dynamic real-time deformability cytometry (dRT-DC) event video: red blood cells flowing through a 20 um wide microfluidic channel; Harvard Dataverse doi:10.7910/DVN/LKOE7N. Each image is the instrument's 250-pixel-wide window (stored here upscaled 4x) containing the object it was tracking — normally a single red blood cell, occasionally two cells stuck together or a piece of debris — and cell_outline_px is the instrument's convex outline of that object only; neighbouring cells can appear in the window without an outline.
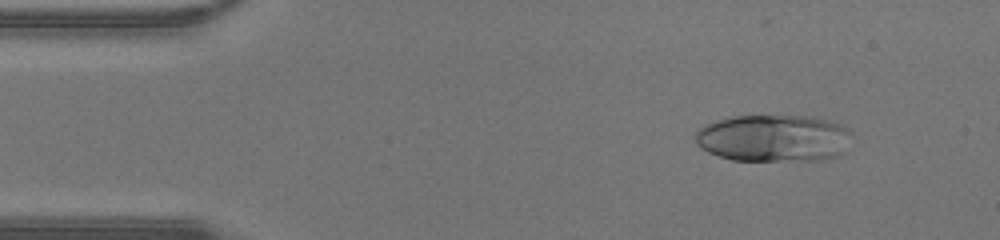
{"species": "human", "species_latin": "Homo sapiens", "temperature_condition": "warm", "stored_images_in_passage": 42, "camera_frame_rate_fps": 3000, "um_per_image_px": 0.085, "donor": {"sex": "male"}, "frame": {"image": 1, "passage_image": 5, "time_ms": 1.333, "image_size_px": [1000, 240], "cell_outline_px": [[852, 132], [844, 152], [840, 156], [824, 160], [732, 160], [708, 152], [696, 144], [696, 132], [700, 128], [716, 120], [732, 116], [812, 116], [840, 124], [848, 128]], "centroid_in_image_um": [65.79, 11.75], "position_along_channel_um": 19.2, "area_um2": 43.06}}
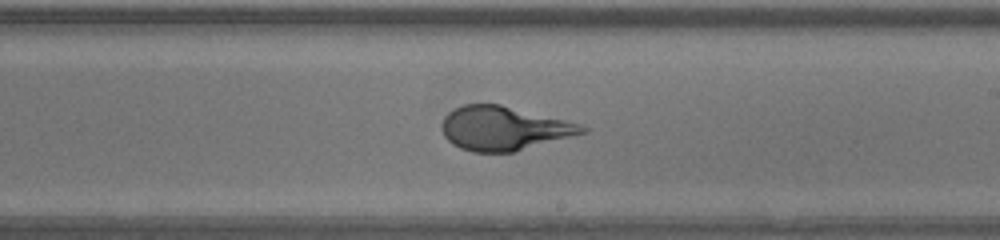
{"frame": {"image": 2, "passage_image": 24, "time_ms": 7.667, "image_size_px": [1000, 240], "cell_outline_px": [[588, 132], [512, 152], [472, 152], [460, 148], [452, 144], [444, 136], [440, 128], [440, 124], [444, 116], [448, 112], [464, 104], [500, 104], [580, 124], [588, 128]], "centroid_in_image_um": [42.77, 10.91], "position_along_channel_um": 246.2, "area_um2": 35.78}}
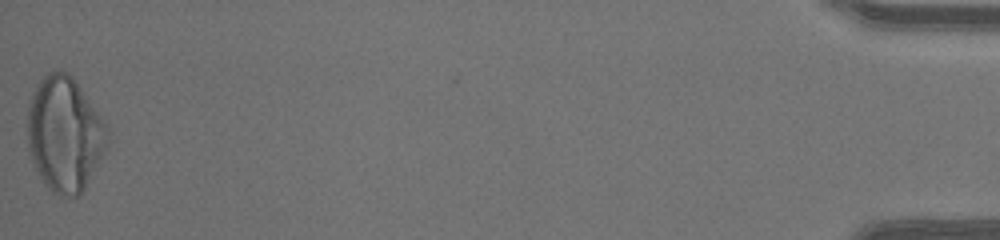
{"frame": {"image": 3, "passage_image": 42, "time_ms": 13.667, "image_size_px": [1000, 240], "cell_outline_px": [[108, 140], [80, 196], [60, 196], [52, 192], [44, 184], [28, 152], [28, 104], [32, 92], [36, 84], [48, 72], [68, 72], [72, 76], [108, 128]], "centroid_in_image_um": [5.44, 11.39], "position_along_channel_um": 429.8, "area_um2": 52.6}}